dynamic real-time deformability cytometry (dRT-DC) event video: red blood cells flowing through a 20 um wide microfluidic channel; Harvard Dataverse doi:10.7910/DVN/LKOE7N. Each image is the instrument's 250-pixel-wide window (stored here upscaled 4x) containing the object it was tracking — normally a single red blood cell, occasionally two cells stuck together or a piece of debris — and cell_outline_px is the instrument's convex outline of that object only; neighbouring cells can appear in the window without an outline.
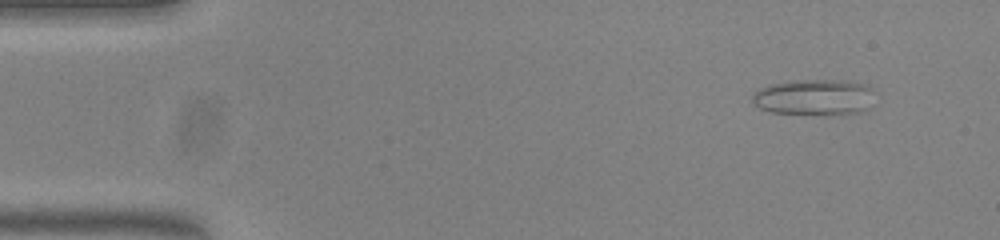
{"species": "common noctule bat (a hibernating species)", "species_latin": "Nyctalus noctula", "temperature_condition": "warm", "stored_images_in_passage": 49, "camera_frame_rate_fps": 3000, "um_per_image_px": 0.085, "animal": {"sex": "female", "body_mass_g": 23.0, "forearm_length_mm": 53.4}, "frame": {"image": 1, "passage_image": 1, "time_ms": 0.0, "image_size_px": [1000, 240], "cell_outline_px": [[872, 88], [868, 108], [860, 112], [828, 116], [772, 112], [760, 108], [752, 100], [752, 96], [760, 88], [772, 84], [792, 80], [844, 80], [868, 84]], "centroid_in_image_um": [69.22, 8.27], "position_along_channel_um": 15.8, "area_um2": 25.84}}
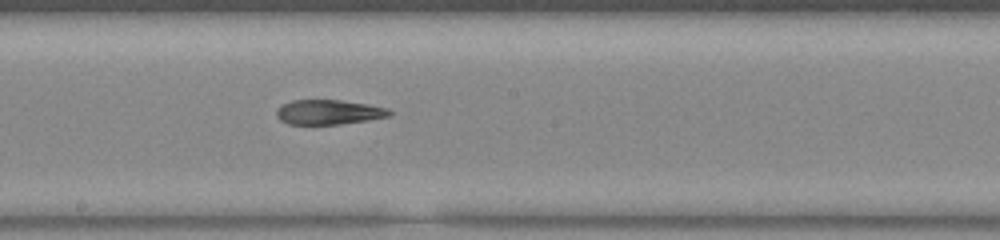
{"frame": {"image": 2, "passage_image": 25, "time_ms": 8.0, "image_size_px": [1000, 240], "cell_outline_px": [[392, 112], [388, 116], [368, 120], [340, 124], [288, 124], [280, 120], [276, 116], [276, 108], [280, 104], [292, 100], [340, 100], [368, 104], [388, 108]], "centroid_in_image_um": [27.89, 9.52], "position_along_channel_um": 220.3, "area_um2": 16.36}}
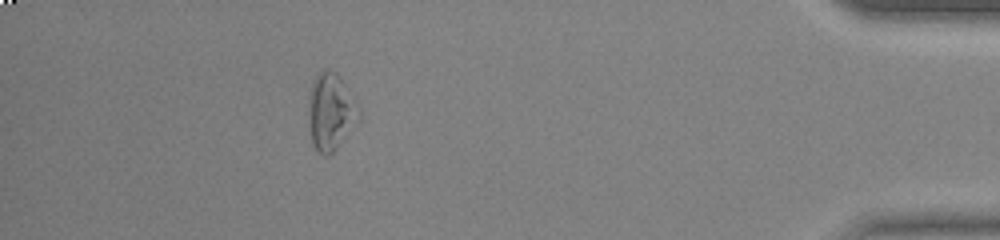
{"frame": {"image": 3, "passage_image": 44, "time_ms": 14.333, "image_size_px": [1000, 240], "cell_outline_px": [[360, 120], [336, 148], [328, 156], [324, 156], [316, 152], [312, 144], [308, 112], [312, 84], [316, 76], [324, 68], [328, 68], [336, 72], [340, 76], [356, 104], [360, 112]], "centroid_in_image_um": [28.11, 9.52], "position_along_channel_um": 407.1, "area_um2": 22.43}, "authors_computed_cell_mechanics": {"area_um2": 19.1318, "velocity_mm_per_s": 3.8209, "shape_relaxation_time_tau1_ms": null, "shape_relaxation_time_tau2_ms": 5.7402, "deformation_change_tau1": null, "deformation_change_tau2": 0.1595}}